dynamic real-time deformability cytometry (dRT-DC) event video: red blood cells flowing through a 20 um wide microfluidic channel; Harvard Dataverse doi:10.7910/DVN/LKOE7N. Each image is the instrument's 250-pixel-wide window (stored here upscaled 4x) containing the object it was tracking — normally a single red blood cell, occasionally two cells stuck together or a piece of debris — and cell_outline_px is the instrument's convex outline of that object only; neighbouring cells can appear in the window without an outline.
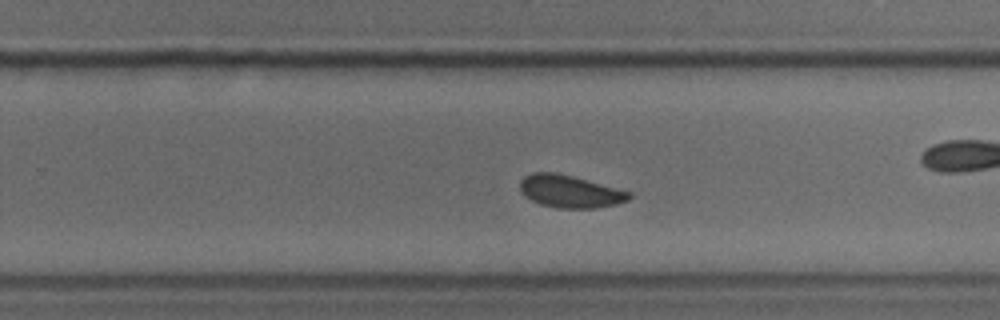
{"species": "common noctule bat (a hibernating species)", "species_latin": "Nyctalus noctula", "temperature_condition": "cold", "stored_images_in_passage": 46, "camera_frame_rate_fps": 3000, "um_per_image_px": 0.085, "animal": {"sex": "male", "body_mass_g": 18.8}, "frame": {"image": 1, "passage_image": 27, "time_ms": 8.667, "image_size_px": [1000, 320], "cell_outline_px": [[632, 196], [628, 200], [616, 204], [596, 208], [556, 208], [540, 204], [524, 196], [520, 192], [520, 180], [524, 176], [532, 172], [556, 172], [572, 176], [632, 192]], "centroid_in_image_um": [48.42, 16.27], "position_along_channel_um": 281.4, "area_um2": 20.75}}
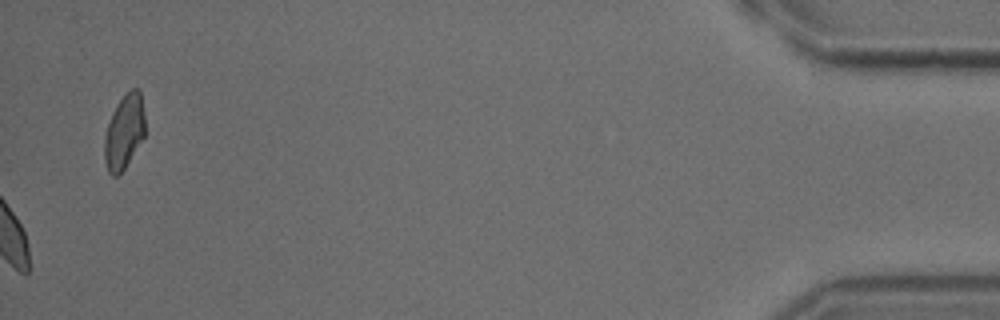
{"frame": {"image": 2, "passage_image": 46, "time_ms": 15.0, "image_size_px": [1000, 320], "cell_outline_px": [[144, 136], [124, 168], [116, 176], [112, 176], [108, 172], [104, 160], [104, 136], [112, 112], [116, 104], [132, 88], [140, 88], [144, 116]], "centroid_in_image_um": [10.54, 11.19], "position_along_channel_um": 424.7, "area_um2": 17.4}}